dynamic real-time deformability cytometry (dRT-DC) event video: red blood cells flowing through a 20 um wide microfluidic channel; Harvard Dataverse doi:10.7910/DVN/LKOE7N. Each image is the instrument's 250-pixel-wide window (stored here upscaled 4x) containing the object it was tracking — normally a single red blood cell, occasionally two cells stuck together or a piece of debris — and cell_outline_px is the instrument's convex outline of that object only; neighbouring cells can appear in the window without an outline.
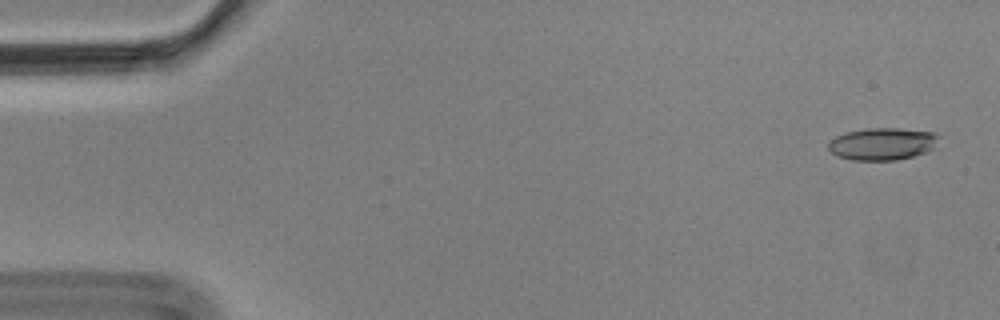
{"species": "Egyptian fruit bat (a non-hibernating species)", "species_latin": "Rousettus aegyptiacus", "temperature_condition": "cold", "stored_images_in_passage": 5, "camera_frame_rate_fps": 3000, "um_per_image_px": 0.085, "animal": {"sex": "male"}, "frame": {"image": 1, "passage_image": 1, "time_ms": 0.0, "image_size_px": [1000, 320], "cell_outline_px": [[940, 136], [932, 148], [924, 152], [912, 156], [896, 160], [852, 160], [836, 156], [828, 148], [828, 140], [836, 136], [848, 132], [868, 128], [896, 128], [932, 132]], "centroid_in_image_um": [74.95, 12.23], "position_along_channel_um": 10.0, "area_um2": 20.58}}
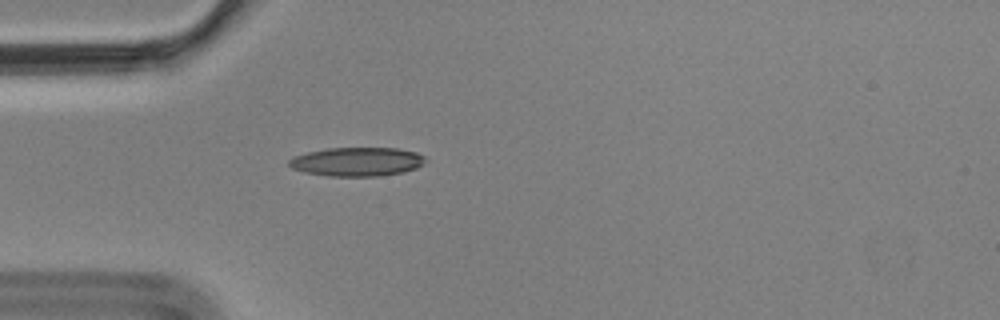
{"frame": {"image": 2, "passage_image": 5, "time_ms": 1.333, "image_size_px": [1000, 320], "cell_outline_px": [[428, 160], [424, 164], [416, 168], [404, 172], [380, 176], [328, 176], [304, 172], [292, 168], [288, 164], [288, 160], [292, 156], [308, 152], [328, 148], [396, 148], [416, 152], [424, 156]], "centroid_in_image_um": [30.36, 13.74], "position_along_channel_um": 54.6, "area_um2": 23.12}}